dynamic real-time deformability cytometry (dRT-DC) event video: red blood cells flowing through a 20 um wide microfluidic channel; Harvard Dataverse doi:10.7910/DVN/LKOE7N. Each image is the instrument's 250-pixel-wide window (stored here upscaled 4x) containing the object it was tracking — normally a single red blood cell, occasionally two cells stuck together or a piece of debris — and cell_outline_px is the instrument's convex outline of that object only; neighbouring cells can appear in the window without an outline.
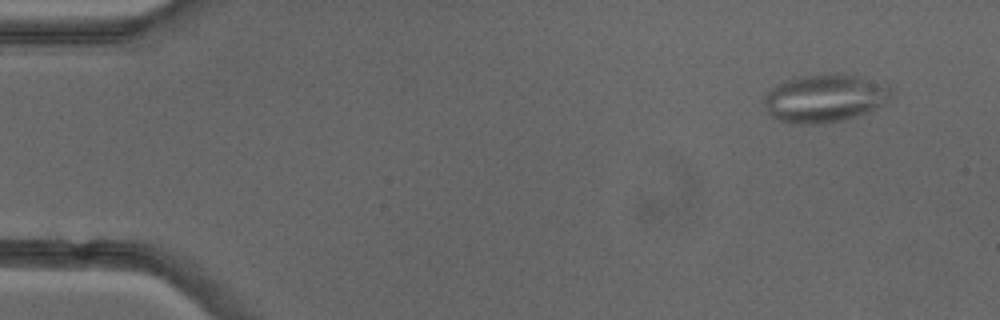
{"species": "common noctule bat (a hibernating species)", "species_latin": "Nyctalus noctula", "temperature_condition": "cold", "stored_images_in_passage": 11, "camera_frame_rate_fps": 3000, "um_per_image_px": 0.085, "animal": {"sex": "female"}, "frame": {"image": 1, "passage_image": 4, "time_ms": 1.0, "image_size_px": [1000, 320], "cell_outline_px": [[896, 84], [888, 100], [884, 104], [868, 112], [844, 120], [816, 124], [796, 124], [780, 120], [772, 116], [768, 112], [764, 104], [764, 96], [776, 84], [792, 76], [832, 72], [836, 72]], "centroid_in_image_um": [70.16, 8.3], "position_along_channel_um": 14.8, "area_um2": 36.47}}